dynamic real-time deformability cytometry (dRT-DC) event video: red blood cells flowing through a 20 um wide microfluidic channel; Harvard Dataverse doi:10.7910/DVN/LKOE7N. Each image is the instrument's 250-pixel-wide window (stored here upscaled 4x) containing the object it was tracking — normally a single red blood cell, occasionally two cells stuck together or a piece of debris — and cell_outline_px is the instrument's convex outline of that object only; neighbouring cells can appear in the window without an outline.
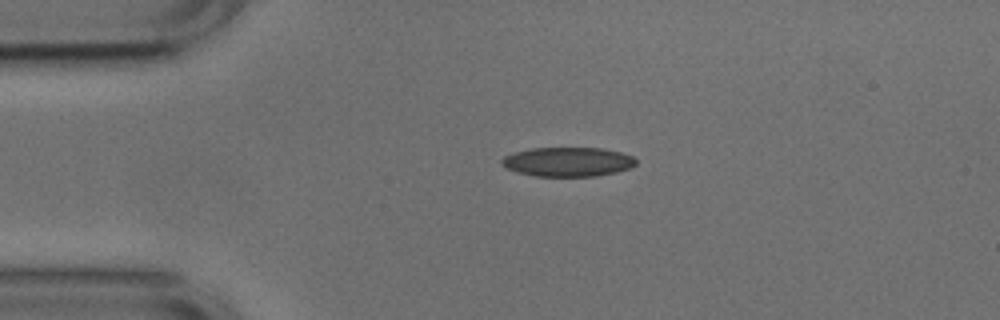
{"species": "common noctule bat (a hibernating species)", "species_latin": "Nyctalus noctula", "temperature_condition": "cold", "stored_images_in_passage": 42, "camera_frame_rate_fps": 3000, "um_per_image_px": 0.085, "animal": {"sex": "male", "body_mass_g": 17.9, "forearm_length_mm": 54.2}, "frame": {"image": 1, "passage_image": 1, "time_ms": 0.0, "image_size_px": [1000, 320], "cell_outline_px": [[636, 164], [632, 168], [616, 172], [592, 176], [536, 176], [516, 172], [500, 164], [500, 160], [504, 156], [516, 152], [532, 148], [600, 148], [620, 152], [632, 156], [636, 160]], "centroid_in_image_um": [48.26, 13.75], "position_along_channel_um": 36.7, "area_um2": 22.83}}
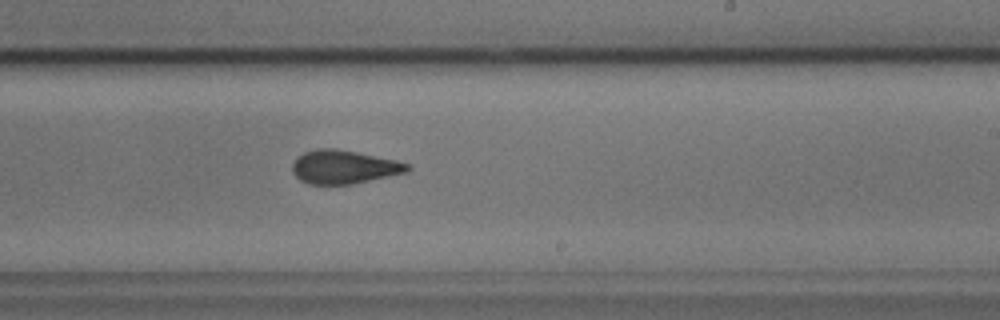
{"frame": {"image": 2, "passage_image": 21, "time_ms": 6.667, "image_size_px": [1000, 320], "cell_outline_px": [[412, 168], [408, 172], [352, 184], [308, 184], [300, 180], [292, 172], [292, 164], [304, 152], [316, 148], [336, 148], [396, 160], [412, 164]], "centroid_in_image_um": [29.26, 14.19], "position_along_channel_um": 259.7, "area_um2": 22.54}}
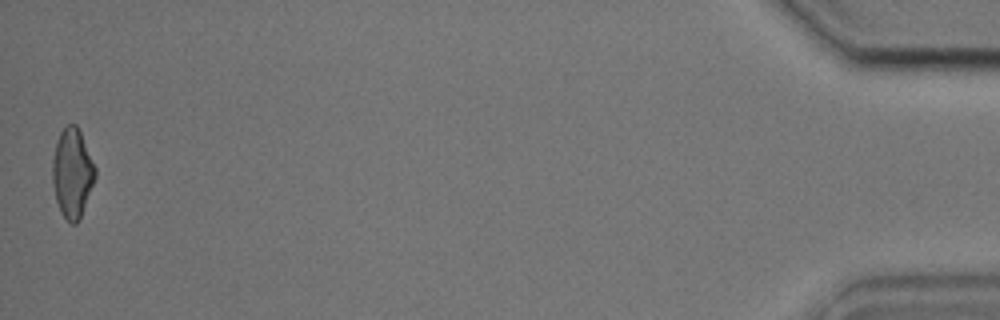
{"frame": {"image": 3, "passage_image": 42, "time_ms": 13.667, "image_size_px": [1000, 320], "cell_outline_px": [[96, 176], [80, 216], [76, 224], [72, 224], [60, 212], [56, 200], [52, 184], [52, 160], [56, 140], [60, 132], [68, 124], [76, 124], [80, 132], [96, 168]], "centroid_in_image_um": [6.12, 14.69], "position_along_channel_um": 429.1, "area_um2": 22.02}, "authors_computed_cell_mechanics": {"area_um2": 22.831, "velocity_mm_per_s": 3.777, "shape_relaxation_time_tau1_ms": 5.9229, "shape_relaxation_time_tau2_ms": 1.9659, "deformation_change_tau1": 0.1261, "deformation_change_tau2": 0.0852}}